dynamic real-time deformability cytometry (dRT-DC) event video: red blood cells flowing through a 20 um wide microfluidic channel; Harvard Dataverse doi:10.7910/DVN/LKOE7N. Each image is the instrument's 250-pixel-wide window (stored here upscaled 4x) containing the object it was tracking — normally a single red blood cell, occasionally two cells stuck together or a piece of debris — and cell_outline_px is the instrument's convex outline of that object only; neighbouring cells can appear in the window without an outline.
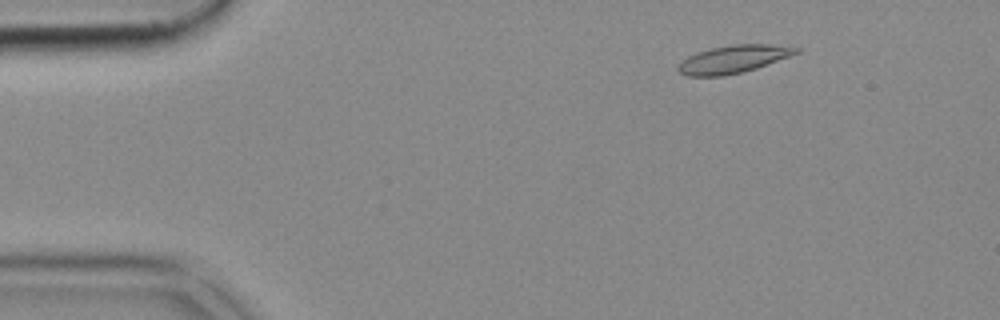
{"species": "common noctule bat (a hibernating species)", "species_latin": "Nyctalus noctula", "temperature_condition": "cold", "stored_images_in_passage": 52, "camera_frame_rate_fps": 3000, "um_per_image_px": 0.085, "animal": {"sex": "female", "body_mass_g": 18.4}, "frame": {"image": 1, "passage_image": 6, "time_ms": 1.667, "image_size_px": [1000, 320], "cell_outline_px": [[800, 52], [756, 68], [744, 72], [724, 76], [688, 76], [680, 72], [676, 68], [688, 56], [696, 52], [712, 48], [732, 44], [768, 44], [800, 48]], "centroid_in_image_um": [62.32, 5.03], "position_along_channel_um": 22.7, "area_um2": 18.9}}
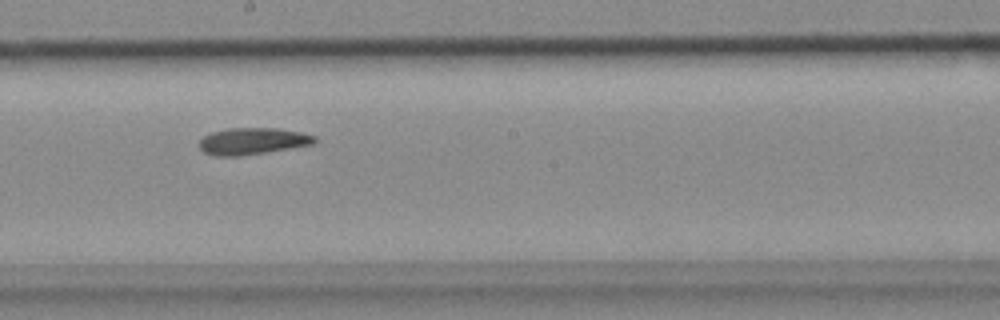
{"frame": {"image": 2, "passage_image": 28, "time_ms": 9.0, "image_size_px": [1000, 320], "cell_outline_px": [[320, 140], [312, 144], [240, 156], [216, 156], [204, 152], [200, 148], [200, 140], [204, 136], [212, 132], [228, 128], [276, 128], [300, 132], [316, 136]], "centroid_in_image_um": [21.48, 11.99], "position_along_channel_um": 226.7, "area_um2": 17.8}}
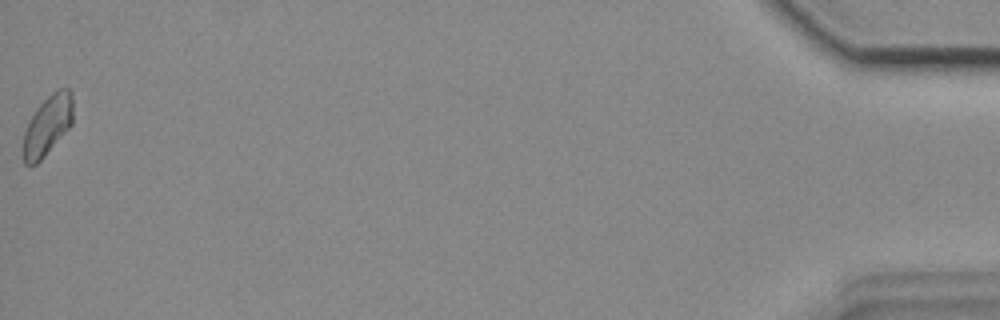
{"frame": {"image": 3, "passage_image": 52, "time_ms": 17.0, "image_size_px": [1000, 320], "cell_outline_px": [[72, 124], [44, 156], [36, 164], [24, 164], [24, 132], [36, 108], [56, 88], [68, 88], [72, 92]], "centroid_in_image_um": [4.06, 10.61], "position_along_channel_um": 431.1, "area_um2": 16.99}}